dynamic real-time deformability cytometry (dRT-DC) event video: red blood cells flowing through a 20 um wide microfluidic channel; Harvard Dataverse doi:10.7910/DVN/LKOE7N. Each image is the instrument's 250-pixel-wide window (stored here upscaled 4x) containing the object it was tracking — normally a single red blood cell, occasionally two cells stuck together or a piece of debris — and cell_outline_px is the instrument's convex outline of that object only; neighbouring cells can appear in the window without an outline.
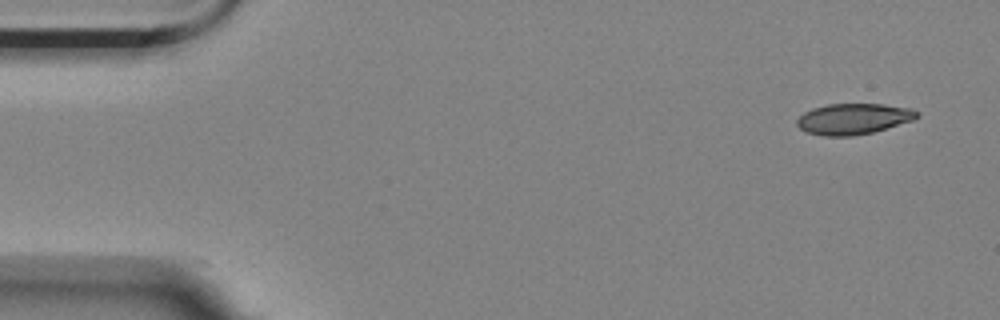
{"species": "Egyptian fruit bat (a non-hibernating species)", "species_latin": "Rousettus aegyptiacus", "temperature_condition": "room temperature", "stored_images_in_passage": 4, "camera_frame_rate_fps": 3000, "um_per_image_px": 0.085, "animal": {"sex": "female"}, "frame": {"image": 1, "passage_image": 1, "time_ms": 0.0, "image_size_px": [1000, 320], "cell_outline_px": [[920, 116], [912, 120], [872, 132], [852, 136], [824, 136], [804, 132], [796, 124], [796, 120], [804, 112], [812, 108], [828, 104], [884, 104], [912, 108]], "centroid_in_image_um": [72.5, 10.1], "position_along_channel_um": 12.5, "area_um2": 21.56}}